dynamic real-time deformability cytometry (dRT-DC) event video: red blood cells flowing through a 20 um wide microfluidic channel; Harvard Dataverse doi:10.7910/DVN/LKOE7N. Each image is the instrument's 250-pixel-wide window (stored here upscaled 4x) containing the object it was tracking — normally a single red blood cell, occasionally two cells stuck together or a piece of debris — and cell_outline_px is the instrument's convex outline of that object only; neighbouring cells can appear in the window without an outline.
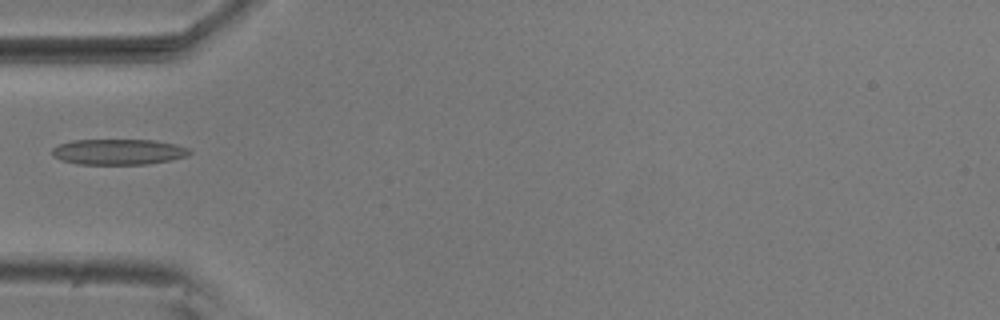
{"species": "common noctule bat (a hibernating species)", "species_latin": "Nyctalus noctula", "temperature_condition": "room temperature", "stored_images_in_passage": 5, "camera_frame_rate_fps": 3000, "um_per_image_px": 0.085, "animal": {"sex": "male", "body_mass_g": 20.5, "forearm_length_mm": 52.5}, "frame": {"image": 1, "passage_image": 4, "time_ms": 1.0, "image_size_px": [1000, 320], "cell_outline_px": [[192, 152], [188, 156], [172, 160], [148, 164], [76, 164], [60, 160], [52, 156], [52, 148], [60, 144], [72, 140], [156, 140], [176, 144], [188, 148]], "centroid_in_image_um": [10.08, 12.91], "position_along_channel_um": 74.9, "area_um2": 20.75}}
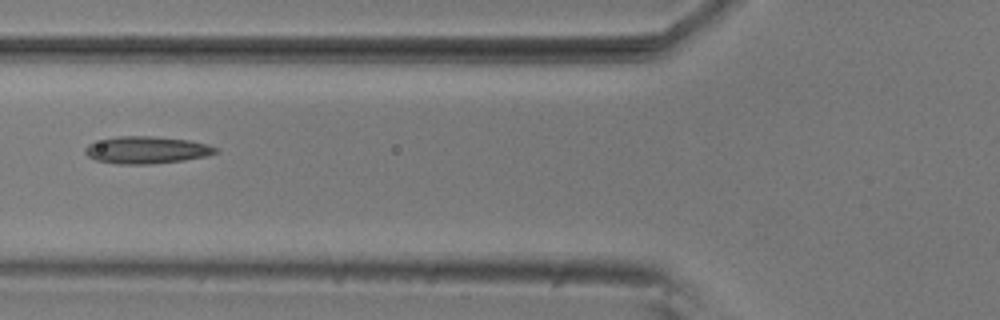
{"frame": {"image": 2, "passage_image": 5, "time_ms": 1.333, "image_size_px": [1000, 320], "cell_outline_px": [[220, 152], [208, 156], [184, 160], [152, 164], [116, 164], [96, 160], [88, 156], [84, 152], [84, 148], [88, 144], [120, 136], [152, 136], [188, 140], [208, 144], [220, 148]], "centroid_in_image_um": [12.53, 12.76], "position_along_channel_um": 113.3, "area_um2": 20.75}}